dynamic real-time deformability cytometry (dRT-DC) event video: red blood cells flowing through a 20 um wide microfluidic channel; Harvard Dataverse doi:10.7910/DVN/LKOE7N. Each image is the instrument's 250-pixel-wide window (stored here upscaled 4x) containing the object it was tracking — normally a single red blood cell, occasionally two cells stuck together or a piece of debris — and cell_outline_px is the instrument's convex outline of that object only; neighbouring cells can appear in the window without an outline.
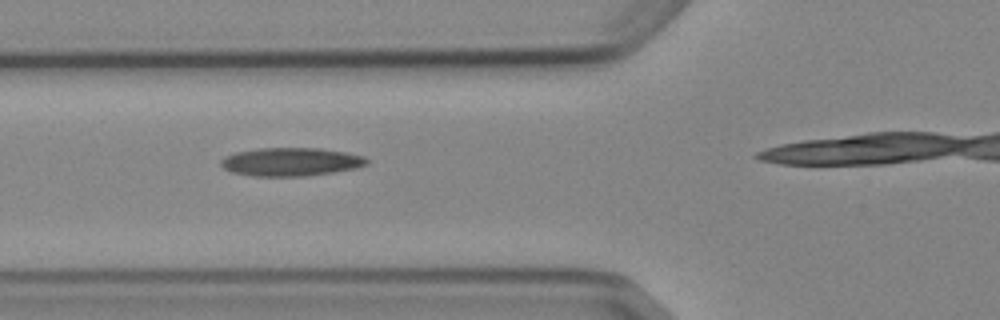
{"species": "Egyptian fruit bat (a non-hibernating species)", "species_latin": "Rousettus aegyptiacus", "temperature_condition": "cold", "stored_images_in_passage": 6, "camera_frame_rate_fps": 3000, "um_per_image_px": 0.085, "animal": {"sex": "female"}, "frame": {"image": 1, "passage_image": 4, "time_ms": 3.667, "image_size_px": [1000, 320], "cell_outline_px": [[368, 164], [356, 168], [332, 172], [304, 176], [252, 176], [232, 172], [224, 168], [220, 164], [220, 160], [224, 156], [236, 152], [260, 148], [320, 148], [344, 152], [364, 156], [368, 160]], "centroid_in_image_um": [24.7, 13.75], "position_along_channel_um": 101.1, "area_um2": 24.04}}